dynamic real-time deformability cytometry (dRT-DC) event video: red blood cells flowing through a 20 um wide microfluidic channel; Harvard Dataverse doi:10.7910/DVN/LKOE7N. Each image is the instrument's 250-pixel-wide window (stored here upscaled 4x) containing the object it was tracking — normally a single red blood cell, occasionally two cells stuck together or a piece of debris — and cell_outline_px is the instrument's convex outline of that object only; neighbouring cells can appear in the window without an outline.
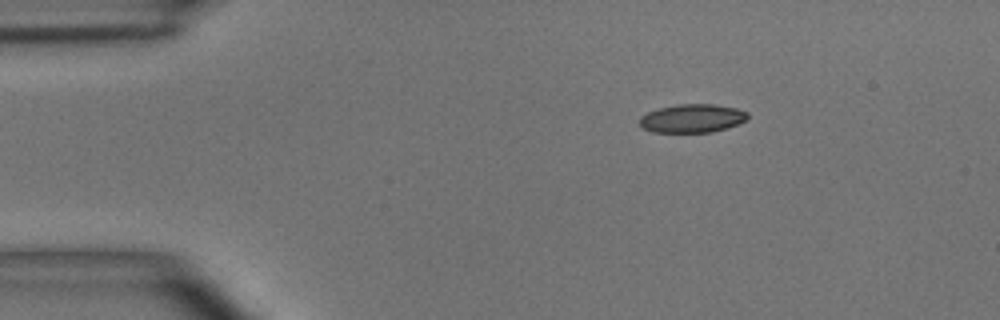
{"species": "common noctule bat (a hibernating species)", "species_latin": "Nyctalus noctula", "temperature_condition": "room temperature", "stored_images_in_passage": 4, "camera_frame_rate_fps": 3000, "um_per_image_px": 0.085, "animal": {"sex": "male", "body_mass_g": 15.6}, "frame": {"image": 1, "passage_image": 2, "time_ms": 1.0, "image_size_px": [1000, 320], "cell_outline_px": [[748, 120], [712, 132], [652, 132], [640, 128], [640, 116], [648, 112], [660, 108], [676, 104], [716, 104], [736, 108], [748, 112]], "centroid_in_image_um": [58.82, 10.05], "position_along_channel_um": 26.2, "area_um2": 17.98}}
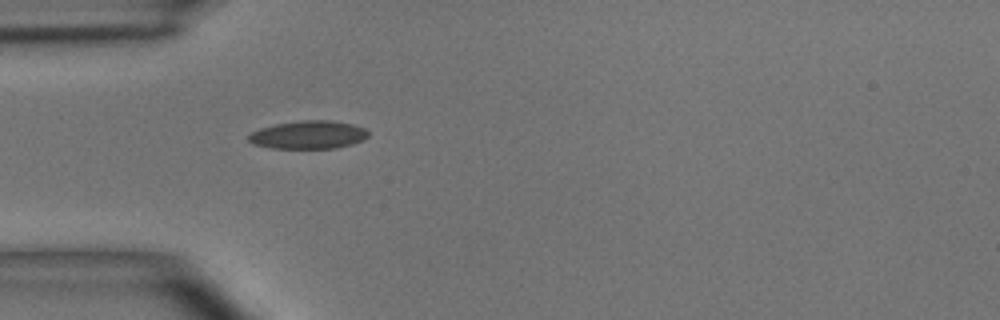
{"frame": {"image": 2, "passage_image": 4, "time_ms": 3.333, "image_size_px": [1000, 320], "cell_outline_px": [[368, 136], [364, 140], [352, 144], [336, 148], [272, 148], [252, 144], [248, 140], [248, 136], [252, 132], [260, 128], [276, 124], [300, 120], [332, 120], [352, 124], [364, 128], [368, 132]], "centroid_in_image_um": [26.22, 11.46], "position_along_channel_um": 58.8, "area_um2": 19.65}}